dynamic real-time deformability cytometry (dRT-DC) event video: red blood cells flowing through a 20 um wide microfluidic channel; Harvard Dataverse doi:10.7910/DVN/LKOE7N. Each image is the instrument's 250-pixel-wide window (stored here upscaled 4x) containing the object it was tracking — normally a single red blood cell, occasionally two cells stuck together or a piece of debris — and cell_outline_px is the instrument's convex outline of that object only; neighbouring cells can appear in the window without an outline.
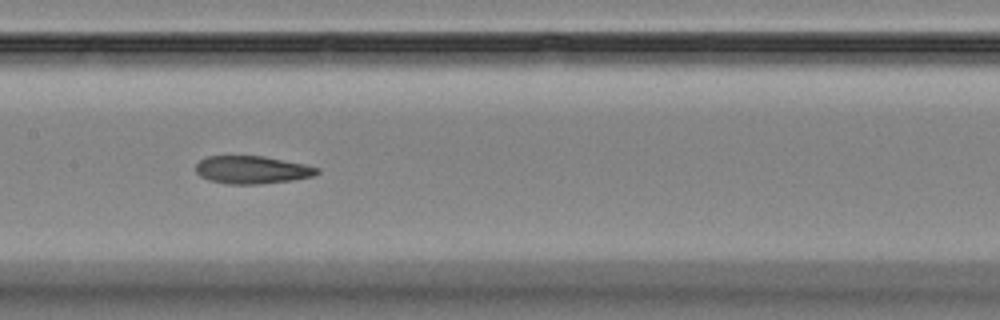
{"species": "Egyptian fruit bat (a non-hibernating species)", "species_latin": "Rousettus aegyptiacus", "temperature_condition": "room temperature", "stored_images_in_passage": 10, "camera_frame_rate_fps": 3000, "um_per_image_px": 0.085, "animal": {"sex": "female"}, "frame": {"image": 1, "passage_image": 7, "time_ms": 6.667, "image_size_px": [1000, 320], "cell_outline_px": [[320, 172], [312, 176], [292, 180], [256, 184], [224, 184], [208, 180], [200, 176], [196, 172], [196, 164], [200, 160], [208, 156], [264, 156], [304, 164], [320, 168]], "centroid_in_image_um": [21.4, 14.43], "position_along_channel_um": 186.0, "area_um2": 19.65}}
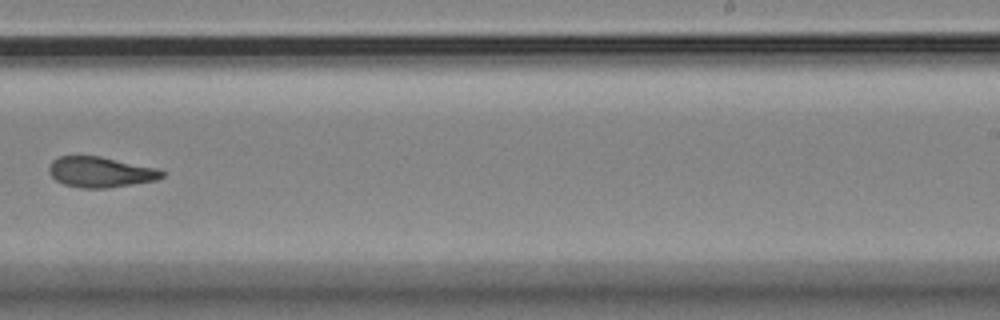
{"frame": {"image": 2, "passage_image": 9, "time_ms": 9.333, "image_size_px": [1000, 320], "cell_outline_px": [[164, 176], [156, 180], [108, 188], [80, 188], [64, 184], [56, 180], [48, 172], [48, 164], [52, 160], [60, 156], [100, 156], [160, 168], [164, 172]], "centroid_in_image_um": [8.54, 14.62], "position_along_channel_um": 280.5, "area_um2": 20.29}}
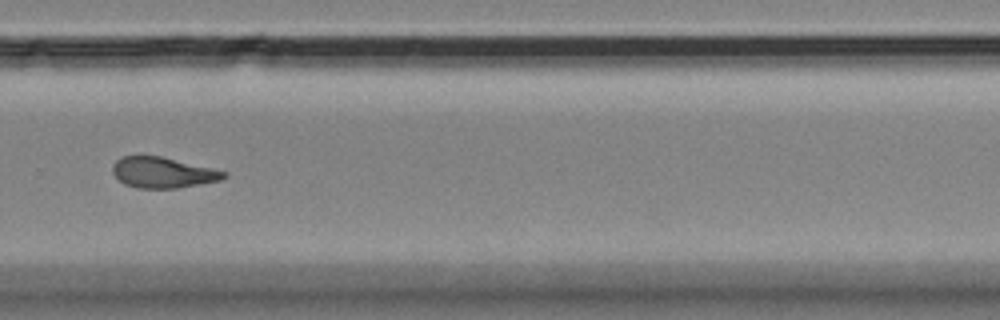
{"frame": {"image": 3, "passage_image": 10, "time_ms": 10.333, "image_size_px": [1000, 320], "cell_outline_px": [[228, 176], [220, 180], [200, 184], [176, 188], [136, 188], [124, 184], [112, 172], [112, 164], [116, 160], [124, 156], [160, 156], [212, 168], [228, 172]], "centroid_in_image_um": [13.84, 14.67], "position_along_channel_um": 316.0, "area_um2": 19.83}}